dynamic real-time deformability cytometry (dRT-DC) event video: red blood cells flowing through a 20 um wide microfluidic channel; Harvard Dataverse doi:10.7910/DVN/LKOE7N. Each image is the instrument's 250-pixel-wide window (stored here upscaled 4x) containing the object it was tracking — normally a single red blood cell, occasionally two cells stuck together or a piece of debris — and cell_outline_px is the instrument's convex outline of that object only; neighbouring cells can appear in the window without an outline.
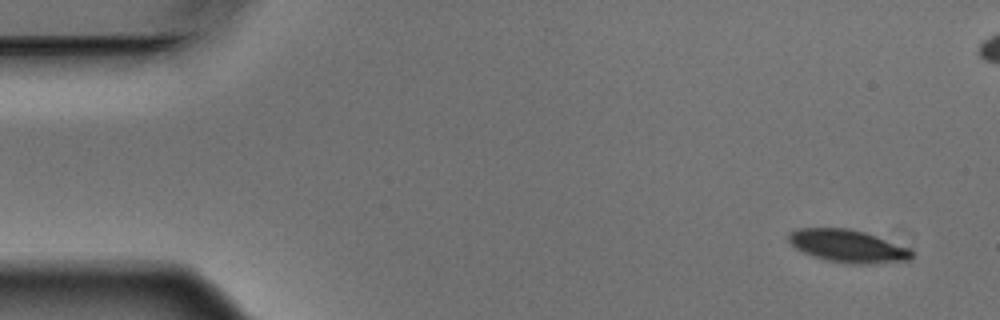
{"species": "Egyptian fruit bat (a non-hibernating species)", "species_latin": "Rousettus aegyptiacus", "temperature_condition": "warm", "stored_images_in_passage": 8, "camera_frame_rate_fps": 3000, "um_per_image_px": 0.085, "animal": {"sex": "male"}, "frame": {"image": 1, "passage_image": 1, "time_ms": 0.0, "image_size_px": [1000, 320], "cell_outline_px": [[912, 256], [908, 260], [868, 264], [848, 264], [828, 260], [812, 256], [796, 248], [788, 240], [788, 232], [796, 228], [848, 228], [864, 232], [912, 248]], "centroid_in_image_um": [72.06, 20.91], "position_along_channel_um": 12.9, "area_um2": 23.47}}
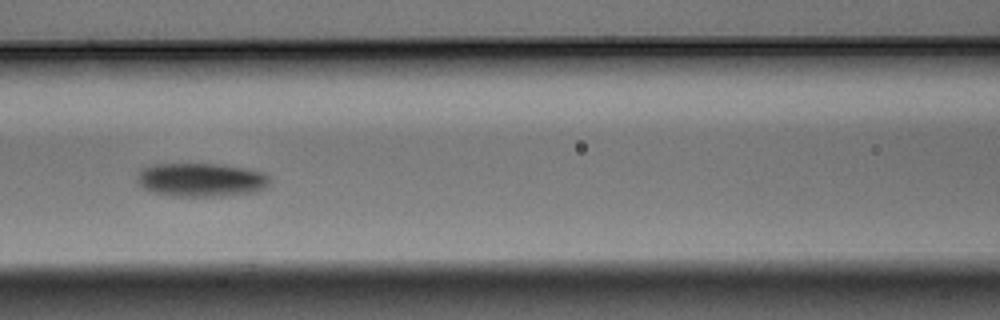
{"frame": {"image": 2, "passage_image": 7, "time_ms": 2.0, "image_size_px": [1000, 320], "cell_outline_px": [[268, 184], [264, 188], [256, 192], [220, 196], [172, 196], [152, 192], [144, 188], [136, 180], [136, 176], [144, 168], [152, 164], [220, 164], [248, 168], [264, 172], [268, 176]], "centroid_in_image_um": [17.1, 15.28], "position_along_channel_um": 149.5, "area_um2": 26.07}}
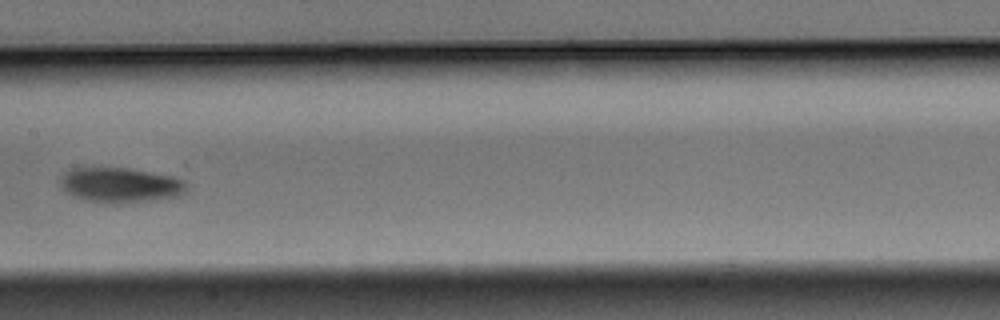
{"frame": {"image": 3, "passage_image": 8, "time_ms": 2.333, "image_size_px": [1000, 320], "cell_outline_px": [[188, 188], [180, 196], [148, 200], [84, 200], [72, 196], [64, 192], [60, 184], [60, 180], [64, 172], [68, 168], [128, 168], [152, 172], [172, 176], [184, 180], [188, 184]], "centroid_in_image_um": [10.22, 15.68], "position_along_channel_um": 197.2, "area_um2": 25.03}}